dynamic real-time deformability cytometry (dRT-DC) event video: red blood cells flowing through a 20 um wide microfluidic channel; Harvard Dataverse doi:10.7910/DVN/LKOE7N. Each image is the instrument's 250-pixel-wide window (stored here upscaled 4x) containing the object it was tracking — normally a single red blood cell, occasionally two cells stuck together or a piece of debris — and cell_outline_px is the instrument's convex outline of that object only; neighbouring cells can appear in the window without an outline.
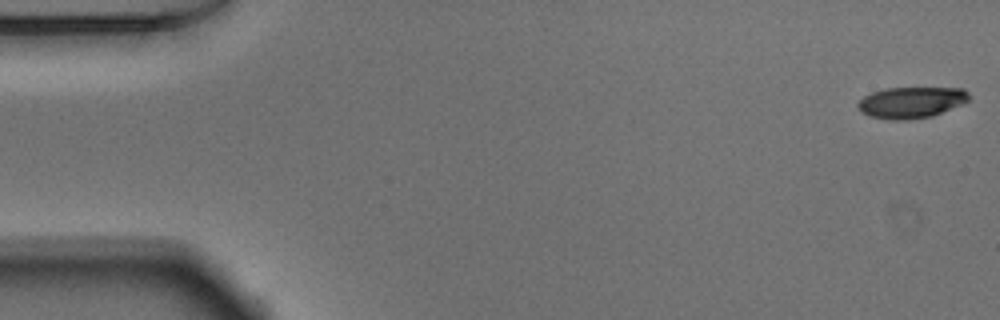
{"species": "Egyptian fruit bat (a non-hibernating species)", "species_latin": "Rousettus aegyptiacus", "temperature_condition": "warm", "stored_images_in_passage": 52, "camera_frame_rate_fps": 3000, "um_per_image_px": 0.085, "animal": {"sex": "male"}, "frame": {"image": 1, "passage_image": 1, "time_ms": 0.0, "image_size_px": [1000, 320], "cell_outline_px": [[968, 100], [960, 104], [932, 116], [908, 120], [888, 120], [872, 116], [860, 112], [856, 104], [864, 96], [872, 92], [884, 88], [964, 88], [968, 92]], "centroid_in_image_um": [77.41, 8.7], "position_along_channel_um": 7.6, "area_um2": 20.11}}
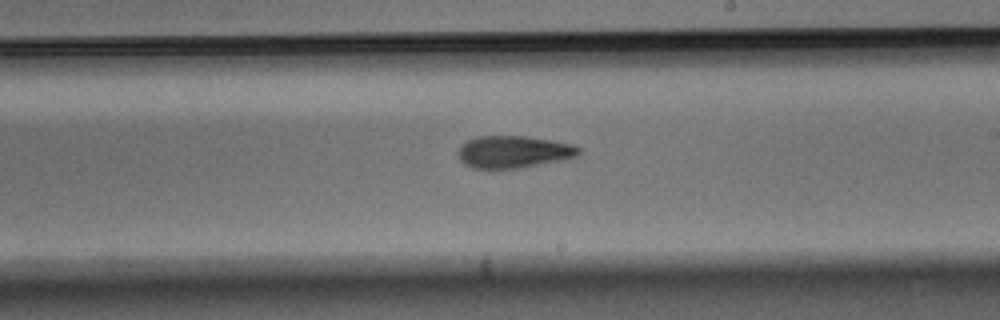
{"frame": {"image": 2, "passage_image": 30, "time_ms": 9.667, "image_size_px": [1000, 320], "cell_outline_px": [[580, 156], [520, 168], [492, 172], [472, 168], [464, 164], [460, 160], [460, 144], [468, 140], [480, 136], [524, 136], [552, 140], [572, 144], [580, 148]], "centroid_in_image_um": [43.63, 12.95], "position_along_channel_um": 245.4, "area_um2": 23.18}}
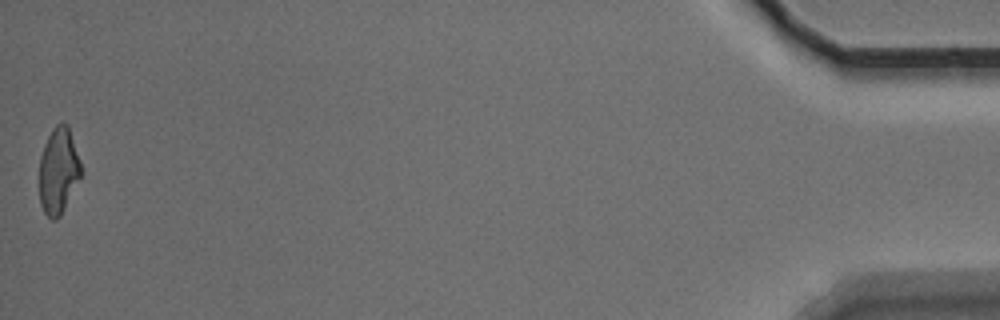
{"frame": {"image": 3, "passage_image": 52, "time_ms": 17.0, "image_size_px": [1000, 320], "cell_outline_px": [[80, 176], [60, 216], [56, 220], [52, 220], [44, 212], [40, 204], [40, 156], [44, 144], [52, 128], [56, 124], [68, 124], [80, 160]], "centroid_in_image_um": [4.95, 14.5], "position_along_channel_um": 430.3, "area_um2": 20.58}, "authors_computed_cell_mechanics": {"area_um2": 22.1085, "velocity_mm_per_s": 3.8585, "shape_relaxation_time_tau1_ms": 4.8453, "shape_relaxation_time_tau2_ms": 4.8467, "deformation_change_tau1": 0.1612, "deformation_change_tau2": 0.1405}}